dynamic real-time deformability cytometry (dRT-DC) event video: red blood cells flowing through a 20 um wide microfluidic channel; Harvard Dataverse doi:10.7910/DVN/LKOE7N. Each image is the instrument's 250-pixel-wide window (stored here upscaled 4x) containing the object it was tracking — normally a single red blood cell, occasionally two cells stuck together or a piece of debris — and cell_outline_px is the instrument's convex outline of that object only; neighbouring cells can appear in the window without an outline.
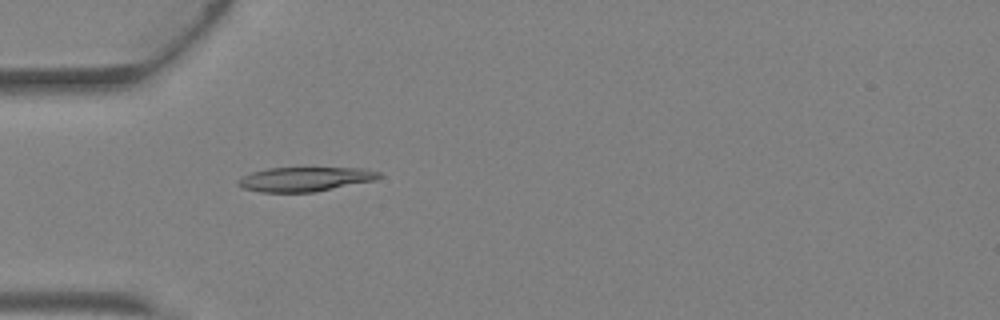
{"species": "Egyptian fruit bat (a non-hibernating species)", "species_latin": "Rousettus aegyptiacus", "temperature_condition": "warm", "stored_images_in_passage": 4, "camera_frame_rate_fps": 3000, "um_per_image_px": 0.085, "animal": {"sex": "female"}, "frame": {"image": 1, "passage_image": 4, "time_ms": 1.0, "image_size_px": [1000, 320], "cell_outline_px": [[384, 176], [376, 180], [312, 192], [260, 192], [244, 188], [236, 184], [236, 180], [252, 172], [268, 168], [364, 168], [380, 172]], "centroid_in_image_um": [25.94, 15.22], "position_along_channel_um": 59.1, "area_um2": 19.94}}